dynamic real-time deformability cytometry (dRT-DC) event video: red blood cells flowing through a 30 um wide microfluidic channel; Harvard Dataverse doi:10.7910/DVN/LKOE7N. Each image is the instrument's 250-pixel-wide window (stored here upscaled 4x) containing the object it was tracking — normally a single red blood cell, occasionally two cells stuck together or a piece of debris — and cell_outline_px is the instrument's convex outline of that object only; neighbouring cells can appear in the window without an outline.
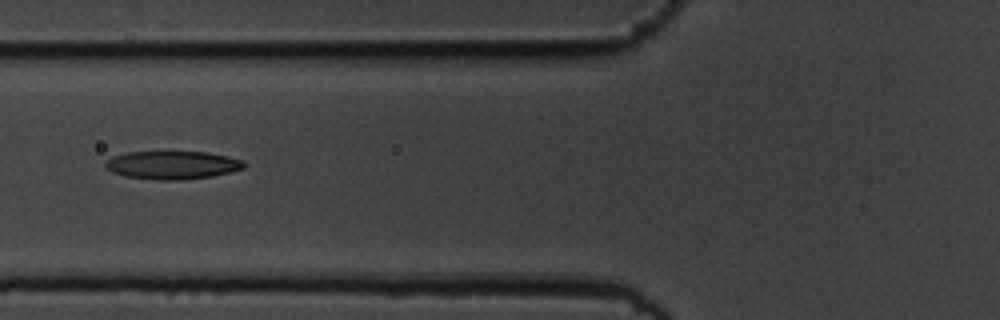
{"species": "common noctule bat (a hibernating species)", "species_latin": "Nyctalus noctula", "temperature_condition": "cold", "stored_images_in_passage": 2, "camera_frame_rate_fps": 3000, "um_per_image_px": 0.085, "animal": {"sex": "male", "body_mass_g": 19.5, "forearm_length_mm": 54.6}, "frame": {"image": 1, "passage_image": 2, "time_ms": 0.333, "image_size_px": [1000, 320], "cell_outline_px": [[248, 164], [244, 168], [232, 172], [212, 176], [180, 180], [156, 180], [124, 176], [112, 172], [104, 164], [112, 156], [128, 152], [208, 152], [228, 156], [244, 160]], "centroid_in_image_um": [14.71, 14.03], "position_along_channel_um": 111.1, "area_um2": 22.89}}